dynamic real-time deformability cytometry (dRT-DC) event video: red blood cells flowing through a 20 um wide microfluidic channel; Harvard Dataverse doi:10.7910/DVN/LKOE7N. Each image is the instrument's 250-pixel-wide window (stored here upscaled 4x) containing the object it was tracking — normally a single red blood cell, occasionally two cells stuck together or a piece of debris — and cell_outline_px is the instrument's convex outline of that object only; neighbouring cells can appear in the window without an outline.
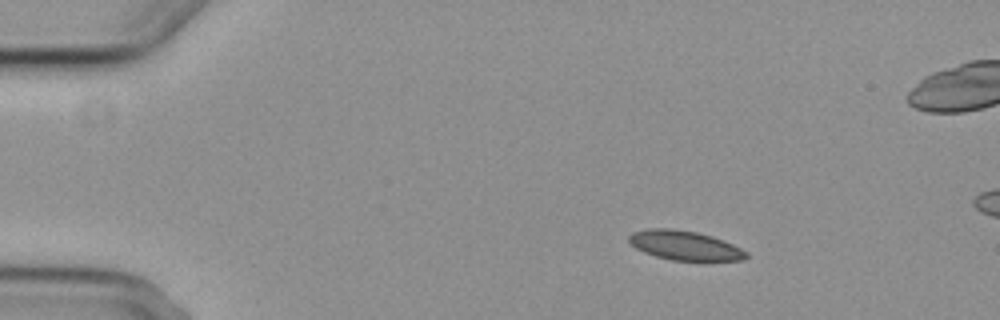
{"species": "common noctule bat (a hibernating species)", "species_latin": "Nyctalus noctula", "temperature_condition": "cold", "stored_images_in_passage": 4, "camera_frame_rate_fps": 3000, "um_per_image_px": 0.085, "animal": {"sex": "female", "body_mass_g": 29.2, "forearm_length_mm": 56.3}, "frame": {"image": 1, "passage_image": 2, "time_ms": 2.0, "image_size_px": [1000, 320], "cell_outline_px": [[748, 256], [744, 260], [672, 260], [656, 256], [644, 252], [636, 248], [628, 240], [628, 236], [632, 232], [648, 228], [672, 228], [696, 232], [712, 236], [724, 240], [748, 252]], "centroid_in_image_um": [58.19, 20.85], "position_along_channel_um": 26.8, "area_um2": 20.0}}